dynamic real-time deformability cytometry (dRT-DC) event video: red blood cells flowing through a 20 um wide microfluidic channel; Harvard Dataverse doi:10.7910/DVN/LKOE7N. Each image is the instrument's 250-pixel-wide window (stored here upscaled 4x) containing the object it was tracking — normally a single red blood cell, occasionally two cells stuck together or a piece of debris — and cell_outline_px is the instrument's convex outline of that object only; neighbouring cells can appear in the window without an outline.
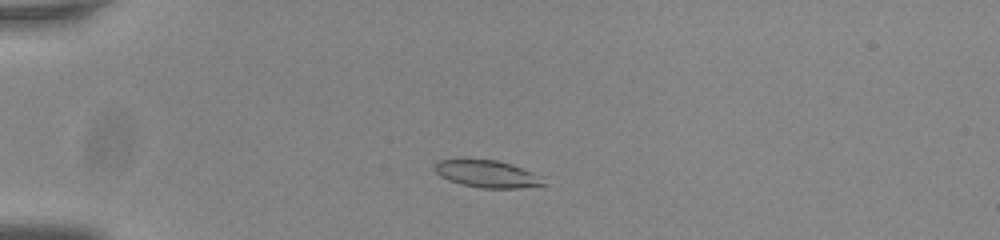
{"species": "common noctule bat (a hibernating species)", "species_latin": "Nyctalus noctula", "temperature_condition": "room temperature", "stored_images_in_passage": 49, "camera_frame_rate_fps": 3000, "um_per_image_px": 0.085, "animal": {"sex": "male", "body_mass_g": 20.0, "forearm_length_mm": 53.3}, "frame": {"image": 1, "passage_image": 9, "time_ms": 2.667, "image_size_px": [1000, 240], "cell_outline_px": [[548, 184], [520, 188], [484, 188], [460, 184], [448, 180], [440, 176], [432, 168], [436, 160], [460, 156], [496, 160], [512, 164], [540, 176]], "centroid_in_image_um": [41.29, 14.73], "position_along_channel_um": 43.7, "area_um2": 18.03}}
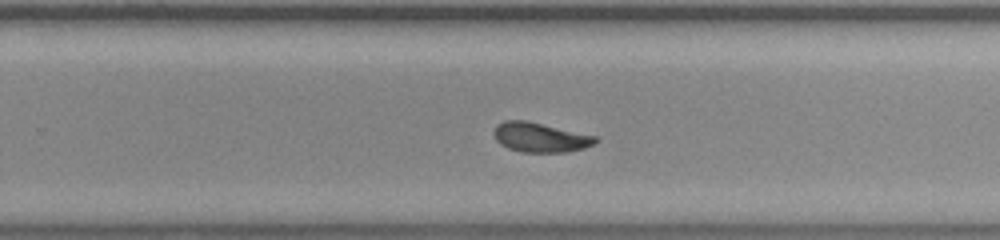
{"frame": {"image": 2, "passage_image": 31, "time_ms": 10.0, "image_size_px": [1000, 240], "cell_outline_px": [[600, 140], [584, 148], [568, 152], [520, 152], [508, 148], [500, 144], [496, 140], [492, 132], [496, 124], [504, 120], [524, 120], [596, 136]], "centroid_in_image_um": [45.87, 11.68], "position_along_channel_um": 283.9, "area_um2": 17.51}}
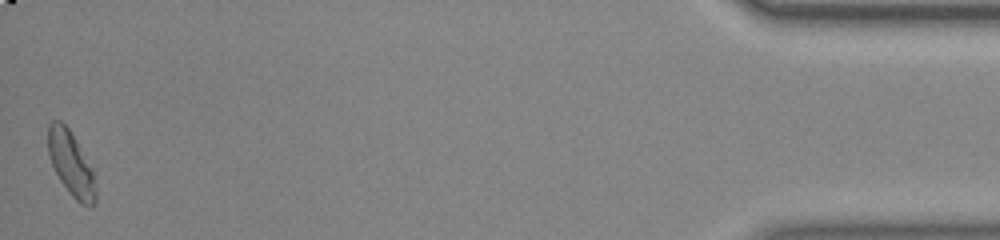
{"frame": {"image": 3, "passage_image": 49, "time_ms": 16.0, "image_size_px": [1000, 240], "cell_outline_px": [[96, 204], [88, 208], [80, 204], [68, 192], [60, 180], [52, 164], [48, 152], [48, 124], [52, 120], [60, 120], [68, 128], [92, 168], [96, 188]], "centroid_in_image_um": [6.05, 13.97], "position_along_channel_um": 429.2, "area_um2": 17.8}, "authors_computed_cell_mechanics": {"area_um2": 17.5712, "velocity_mm_per_s": 3.7869, "shape_relaxation_time_tau1_ms": 4.716, "shape_relaxation_time_tau2_ms": 1.5347, "deformation_change_tau1": 0.1486, "deformation_change_tau2": 0.0638}}